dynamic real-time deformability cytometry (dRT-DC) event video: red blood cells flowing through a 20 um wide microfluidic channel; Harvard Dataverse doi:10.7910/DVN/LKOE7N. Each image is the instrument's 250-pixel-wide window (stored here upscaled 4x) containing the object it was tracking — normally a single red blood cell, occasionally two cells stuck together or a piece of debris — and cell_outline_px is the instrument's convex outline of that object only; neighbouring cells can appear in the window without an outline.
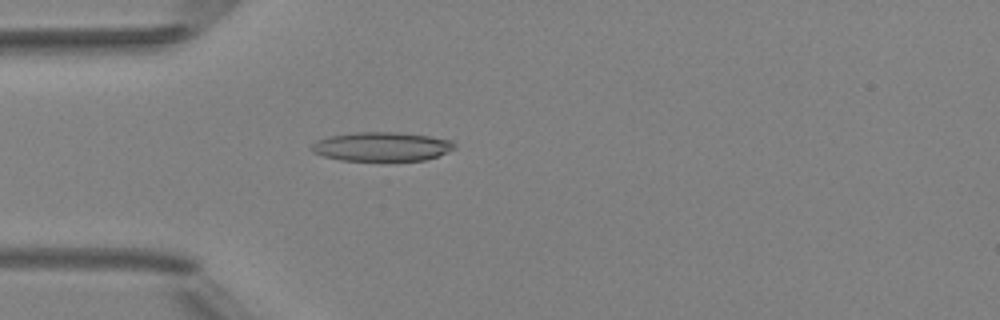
{"species": "Egyptian fruit bat (a non-hibernating species)", "species_latin": "Rousettus aegyptiacus", "temperature_condition": "room temperature", "stored_images_in_passage": 1, "camera_frame_rate_fps": 3000, "um_per_image_px": 0.085, "animal": {"sex": "female"}, "frame": {"image": 1, "passage_image": 1, "time_ms": 0.0, "image_size_px": [1000, 320], "cell_outline_px": [[456, 148], [436, 156], [424, 160], [340, 160], [324, 156], [312, 152], [308, 148], [316, 140], [332, 136], [356, 132], [396, 132], [428, 136], [452, 140], [456, 144]], "centroid_in_image_um": [32.43, 12.45], "position_along_channel_um": 52.6, "area_um2": 24.04}}